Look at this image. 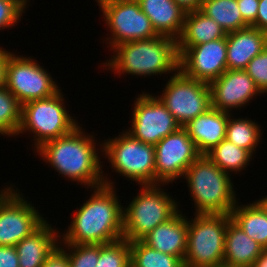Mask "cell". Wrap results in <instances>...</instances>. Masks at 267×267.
<instances>
[{"instance_id": "6da1fadb", "label": "cell", "mask_w": 267, "mask_h": 267, "mask_svg": "<svg viewBox=\"0 0 267 267\" xmlns=\"http://www.w3.org/2000/svg\"><path fill=\"white\" fill-rule=\"evenodd\" d=\"M81 126L65 136L43 143L34 150L35 153L59 175L85 188L87 186V189L102 184L116 186L102 170L104 166L99 153L102 152L103 141L98 143L95 136L85 132Z\"/></svg>"}, {"instance_id": "7a4b0ae2", "label": "cell", "mask_w": 267, "mask_h": 267, "mask_svg": "<svg viewBox=\"0 0 267 267\" xmlns=\"http://www.w3.org/2000/svg\"><path fill=\"white\" fill-rule=\"evenodd\" d=\"M115 186L102 184L77 207L59 244H108L123 239V208ZM66 232V233H65Z\"/></svg>"}, {"instance_id": "3957f363", "label": "cell", "mask_w": 267, "mask_h": 267, "mask_svg": "<svg viewBox=\"0 0 267 267\" xmlns=\"http://www.w3.org/2000/svg\"><path fill=\"white\" fill-rule=\"evenodd\" d=\"M111 51L113 55L101 65L118 76L173 75L179 70L177 40L168 36L158 35L155 38L125 42Z\"/></svg>"}, {"instance_id": "277c9868", "label": "cell", "mask_w": 267, "mask_h": 267, "mask_svg": "<svg viewBox=\"0 0 267 267\" xmlns=\"http://www.w3.org/2000/svg\"><path fill=\"white\" fill-rule=\"evenodd\" d=\"M232 175L221 170L207 155H200L187 169L189 194L194 214H230L237 202ZM235 190V191H234Z\"/></svg>"}, {"instance_id": "5b68a950", "label": "cell", "mask_w": 267, "mask_h": 267, "mask_svg": "<svg viewBox=\"0 0 267 267\" xmlns=\"http://www.w3.org/2000/svg\"><path fill=\"white\" fill-rule=\"evenodd\" d=\"M161 185L165 186L141 185L127 208H123V239L129 242L141 240L156 226L167 222L180 211V202L165 192Z\"/></svg>"}, {"instance_id": "8992f818", "label": "cell", "mask_w": 267, "mask_h": 267, "mask_svg": "<svg viewBox=\"0 0 267 267\" xmlns=\"http://www.w3.org/2000/svg\"><path fill=\"white\" fill-rule=\"evenodd\" d=\"M60 89L56 94L21 105V123L17 136L32 134L34 149L43 143L65 136L79 126V121L67 111L66 99Z\"/></svg>"}, {"instance_id": "52a82bcc", "label": "cell", "mask_w": 267, "mask_h": 267, "mask_svg": "<svg viewBox=\"0 0 267 267\" xmlns=\"http://www.w3.org/2000/svg\"><path fill=\"white\" fill-rule=\"evenodd\" d=\"M230 214H194L188 219L185 267L223 266L225 237Z\"/></svg>"}, {"instance_id": "ba28073f", "label": "cell", "mask_w": 267, "mask_h": 267, "mask_svg": "<svg viewBox=\"0 0 267 267\" xmlns=\"http://www.w3.org/2000/svg\"><path fill=\"white\" fill-rule=\"evenodd\" d=\"M102 156L111 170L136 185H155V147L133 138L122 130L118 136L104 140Z\"/></svg>"}, {"instance_id": "9c48e42d", "label": "cell", "mask_w": 267, "mask_h": 267, "mask_svg": "<svg viewBox=\"0 0 267 267\" xmlns=\"http://www.w3.org/2000/svg\"><path fill=\"white\" fill-rule=\"evenodd\" d=\"M103 13L105 28L109 37H105L108 49L125 42L145 40L158 36L150 19L141 10L137 0H95Z\"/></svg>"}, {"instance_id": "30bf717a", "label": "cell", "mask_w": 267, "mask_h": 267, "mask_svg": "<svg viewBox=\"0 0 267 267\" xmlns=\"http://www.w3.org/2000/svg\"><path fill=\"white\" fill-rule=\"evenodd\" d=\"M161 94L157 97L181 127L212 107L209 84L189 78L180 70L170 76Z\"/></svg>"}, {"instance_id": "8fae6325", "label": "cell", "mask_w": 267, "mask_h": 267, "mask_svg": "<svg viewBox=\"0 0 267 267\" xmlns=\"http://www.w3.org/2000/svg\"><path fill=\"white\" fill-rule=\"evenodd\" d=\"M37 62L30 56H19L13 51L8 56L5 87L21 105L50 97L60 90L50 72Z\"/></svg>"}, {"instance_id": "7c38bea8", "label": "cell", "mask_w": 267, "mask_h": 267, "mask_svg": "<svg viewBox=\"0 0 267 267\" xmlns=\"http://www.w3.org/2000/svg\"><path fill=\"white\" fill-rule=\"evenodd\" d=\"M14 187L0 189V246L17 245L47 219Z\"/></svg>"}, {"instance_id": "4fadbf2b", "label": "cell", "mask_w": 267, "mask_h": 267, "mask_svg": "<svg viewBox=\"0 0 267 267\" xmlns=\"http://www.w3.org/2000/svg\"><path fill=\"white\" fill-rule=\"evenodd\" d=\"M148 92L135 97L130 128L125 129L133 138L146 144L156 145L181 125L167 110L160 99Z\"/></svg>"}, {"instance_id": "5bb4252c", "label": "cell", "mask_w": 267, "mask_h": 267, "mask_svg": "<svg viewBox=\"0 0 267 267\" xmlns=\"http://www.w3.org/2000/svg\"><path fill=\"white\" fill-rule=\"evenodd\" d=\"M154 147L155 184L166 186L183 178L186 169L201 155L184 127L167 135Z\"/></svg>"}, {"instance_id": "9a60e30c", "label": "cell", "mask_w": 267, "mask_h": 267, "mask_svg": "<svg viewBox=\"0 0 267 267\" xmlns=\"http://www.w3.org/2000/svg\"><path fill=\"white\" fill-rule=\"evenodd\" d=\"M226 36L186 48L179 55V70L189 78L210 84L227 70Z\"/></svg>"}, {"instance_id": "2e32d148", "label": "cell", "mask_w": 267, "mask_h": 267, "mask_svg": "<svg viewBox=\"0 0 267 267\" xmlns=\"http://www.w3.org/2000/svg\"><path fill=\"white\" fill-rule=\"evenodd\" d=\"M209 87L212 108L230 114L233 109L245 108L254 97L262 94L245 70L227 69Z\"/></svg>"}, {"instance_id": "e0dca14e", "label": "cell", "mask_w": 267, "mask_h": 267, "mask_svg": "<svg viewBox=\"0 0 267 267\" xmlns=\"http://www.w3.org/2000/svg\"><path fill=\"white\" fill-rule=\"evenodd\" d=\"M180 210L167 222L156 226L141 240L149 247L182 261L187 251L188 217Z\"/></svg>"}, {"instance_id": "ac0fdd59", "label": "cell", "mask_w": 267, "mask_h": 267, "mask_svg": "<svg viewBox=\"0 0 267 267\" xmlns=\"http://www.w3.org/2000/svg\"><path fill=\"white\" fill-rule=\"evenodd\" d=\"M227 69L244 70L267 47V32L248 26L226 34Z\"/></svg>"}, {"instance_id": "d6986e66", "label": "cell", "mask_w": 267, "mask_h": 267, "mask_svg": "<svg viewBox=\"0 0 267 267\" xmlns=\"http://www.w3.org/2000/svg\"><path fill=\"white\" fill-rule=\"evenodd\" d=\"M45 220L35 231L15 245L20 267H42L60 242V232Z\"/></svg>"}, {"instance_id": "ffe728a7", "label": "cell", "mask_w": 267, "mask_h": 267, "mask_svg": "<svg viewBox=\"0 0 267 267\" xmlns=\"http://www.w3.org/2000/svg\"><path fill=\"white\" fill-rule=\"evenodd\" d=\"M228 113L213 109L190 120L184 128L201 155H206L226 136Z\"/></svg>"}, {"instance_id": "44dd1931", "label": "cell", "mask_w": 267, "mask_h": 267, "mask_svg": "<svg viewBox=\"0 0 267 267\" xmlns=\"http://www.w3.org/2000/svg\"><path fill=\"white\" fill-rule=\"evenodd\" d=\"M158 35L178 39L186 13L174 0H137Z\"/></svg>"}, {"instance_id": "7402d4cb", "label": "cell", "mask_w": 267, "mask_h": 267, "mask_svg": "<svg viewBox=\"0 0 267 267\" xmlns=\"http://www.w3.org/2000/svg\"><path fill=\"white\" fill-rule=\"evenodd\" d=\"M265 249L237 226L228 222L225 237L223 266L252 267Z\"/></svg>"}, {"instance_id": "603a6c76", "label": "cell", "mask_w": 267, "mask_h": 267, "mask_svg": "<svg viewBox=\"0 0 267 267\" xmlns=\"http://www.w3.org/2000/svg\"><path fill=\"white\" fill-rule=\"evenodd\" d=\"M225 36L226 33L221 26L200 10L188 12L185 15L182 33L177 39L178 55L188 47L211 42Z\"/></svg>"}, {"instance_id": "cb8c5ba5", "label": "cell", "mask_w": 267, "mask_h": 267, "mask_svg": "<svg viewBox=\"0 0 267 267\" xmlns=\"http://www.w3.org/2000/svg\"><path fill=\"white\" fill-rule=\"evenodd\" d=\"M249 203L238 202L230 213L231 220L267 250V215L255 201Z\"/></svg>"}, {"instance_id": "d4e9b609", "label": "cell", "mask_w": 267, "mask_h": 267, "mask_svg": "<svg viewBox=\"0 0 267 267\" xmlns=\"http://www.w3.org/2000/svg\"><path fill=\"white\" fill-rule=\"evenodd\" d=\"M200 11L217 22L226 34L249 26L243 20L237 0H204Z\"/></svg>"}, {"instance_id": "484cf974", "label": "cell", "mask_w": 267, "mask_h": 267, "mask_svg": "<svg viewBox=\"0 0 267 267\" xmlns=\"http://www.w3.org/2000/svg\"><path fill=\"white\" fill-rule=\"evenodd\" d=\"M208 158L229 175L239 174L250 165L253 155L227 139L222 140L207 154Z\"/></svg>"}, {"instance_id": "4316f807", "label": "cell", "mask_w": 267, "mask_h": 267, "mask_svg": "<svg viewBox=\"0 0 267 267\" xmlns=\"http://www.w3.org/2000/svg\"><path fill=\"white\" fill-rule=\"evenodd\" d=\"M233 114L228 113V122L226 128L225 139L234 143L237 147L249 151L252 155L256 154V148L262 139L261 126L255 122L245 118H234Z\"/></svg>"}, {"instance_id": "83f0119b", "label": "cell", "mask_w": 267, "mask_h": 267, "mask_svg": "<svg viewBox=\"0 0 267 267\" xmlns=\"http://www.w3.org/2000/svg\"><path fill=\"white\" fill-rule=\"evenodd\" d=\"M129 243L131 267H184V263L179 257L157 251L142 240H134Z\"/></svg>"}, {"instance_id": "f1b7e54d", "label": "cell", "mask_w": 267, "mask_h": 267, "mask_svg": "<svg viewBox=\"0 0 267 267\" xmlns=\"http://www.w3.org/2000/svg\"><path fill=\"white\" fill-rule=\"evenodd\" d=\"M21 123V104L5 86L0 88V135L15 137Z\"/></svg>"}, {"instance_id": "f546056e", "label": "cell", "mask_w": 267, "mask_h": 267, "mask_svg": "<svg viewBox=\"0 0 267 267\" xmlns=\"http://www.w3.org/2000/svg\"><path fill=\"white\" fill-rule=\"evenodd\" d=\"M95 267H131L130 243L126 239L99 244V260Z\"/></svg>"}, {"instance_id": "4dcf8cb0", "label": "cell", "mask_w": 267, "mask_h": 267, "mask_svg": "<svg viewBox=\"0 0 267 267\" xmlns=\"http://www.w3.org/2000/svg\"><path fill=\"white\" fill-rule=\"evenodd\" d=\"M66 251L70 267H95L99 260V244H59ZM65 247V248H64Z\"/></svg>"}, {"instance_id": "1f68e13d", "label": "cell", "mask_w": 267, "mask_h": 267, "mask_svg": "<svg viewBox=\"0 0 267 267\" xmlns=\"http://www.w3.org/2000/svg\"><path fill=\"white\" fill-rule=\"evenodd\" d=\"M244 70L254 80L262 94H267V47L255 56Z\"/></svg>"}, {"instance_id": "d6a6232c", "label": "cell", "mask_w": 267, "mask_h": 267, "mask_svg": "<svg viewBox=\"0 0 267 267\" xmlns=\"http://www.w3.org/2000/svg\"><path fill=\"white\" fill-rule=\"evenodd\" d=\"M26 8L17 0H0V30L17 26Z\"/></svg>"}, {"instance_id": "836d02e7", "label": "cell", "mask_w": 267, "mask_h": 267, "mask_svg": "<svg viewBox=\"0 0 267 267\" xmlns=\"http://www.w3.org/2000/svg\"><path fill=\"white\" fill-rule=\"evenodd\" d=\"M243 20L251 26L256 21L259 0H237Z\"/></svg>"}, {"instance_id": "e575fe53", "label": "cell", "mask_w": 267, "mask_h": 267, "mask_svg": "<svg viewBox=\"0 0 267 267\" xmlns=\"http://www.w3.org/2000/svg\"><path fill=\"white\" fill-rule=\"evenodd\" d=\"M42 267H70L66 251L59 244L48 255Z\"/></svg>"}, {"instance_id": "d590c367", "label": "cell", "mask_w": 267, "mask_h": 267, "mask_svg": "<svg viewBox=\"0 0 267 267\" xmlns=\"http://www.w3.org/2000/svg\"><path fill=\"white\" fill-rule=\"evenodd\" d=\"M0 267H20L15 246H0Z\"/></svg>"}, {"instance_id": "8d00e7d4", "label": "cell", "mask_w": 267, "mask_h": 267, "mask_svg": "<svg viewBox=\"0 0 267 267\" xmlns=\"http://www.w3.org/2000/svg\"><path fill=\"white\" fill-rule=\"evenodd\" d=\"M251 26L267 32V0H259L256 21Z\"/></svg>"}, {"instance_id": "74e56055", "label": "cell", "mask_w": 267, "mask_h": 267, "mask_svg": "<svg viewBox=\"0 0 267 267\" xmlns=\"http://www.w3.org/2000/svg\"><path fill=\"white\" fill-rule=\"evenodd\" d=\"M11 52L6 51V48L0 47V88L5 86L6 68L8 64V56Z\"/></svg>"}, {"instance_id": "f35d334b", "label": "cell", "mask_w": 267, "mask_h": 267, "mask_svg": "<svg viewBox=\"0 0 267 267\" xmlns=\"http://www.w3.org/2000/svg\"><path fill=\"white\" fill-rule=\"evenodd\" d=\"M174 1L185 13H188L200 10L201 4L204 0H174Z\"/></svg>"}, {"instance_id": "ab89813d", "label": "cell", "mask_w": 267, "mask_h": 267, "mask_svg": "<svg viewBox=\"0 0 267 267\" xmlns=\"http://www.w3.org/2000/svg\"><path fill=\"white\" fill-rule=\"evenodd\" d=\"M252 267H267V250L260 255Z\"/></svg>"}, {"instance_id": "60d3db41", "label": "cell", "mask_w": 267, "mask_h": 267, "mask_svg": "<svg viewBox=\"0 0 267 267\" xmlns=\"http://www.w3.org/2000/svg\"><path fill=\"white\" fill-rule=\"evenodd\" d=\"M267 215V195L255 201Z\"/></svg>"}, {"instance_id": "b9f144b4", "label": "cell", "mask_w": 267, "mask_h": 267, "mask_svg": "<svg viewBox=\"0 0 267 267\" xmlns=\"http://www.w3.org/2000/svg\"><path fill=\"white\" fill-rule=\"evenodd\" d=\"M17 1H19L27 9V6L29 5V0H17Z\"/></svg>"}]
</instances>
